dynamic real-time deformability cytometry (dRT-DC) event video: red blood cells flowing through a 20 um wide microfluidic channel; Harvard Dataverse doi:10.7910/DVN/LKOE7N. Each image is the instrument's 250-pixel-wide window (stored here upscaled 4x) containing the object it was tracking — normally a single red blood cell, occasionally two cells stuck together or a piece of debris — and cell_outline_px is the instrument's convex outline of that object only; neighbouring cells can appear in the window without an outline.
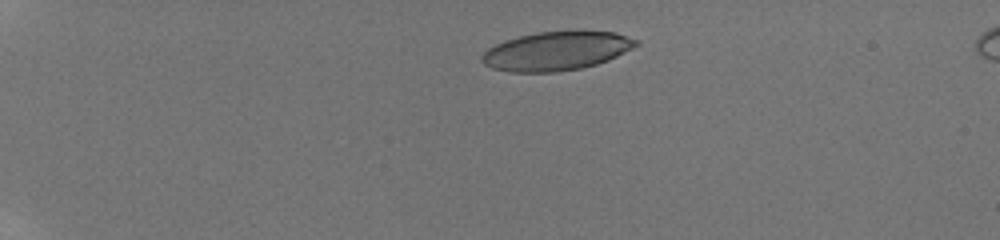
{"species": "human", "species_latin": "Homo sapiens", "temperature_condition": "room temperature", "stored_images_in_passage": 12, "camera_frame_rate_fps": 3000, "um_per_image_px": 0.085, "donor": {"sex": "male"}, "frame": {"image": 1, "passage_image": 1, "time_ms": 0.0, "image_size_px": [1000, 240], "cell_outline_px": [[640, 44], [608, 60], [596, 64], [580, 68], [556, 72], [508, 72], [492, 68], [484, 64], [480, 60], [480, 56], [488, 48], [504, 40], [536, 32], [616, 32], [640, 40]], "centroid_in_image_um": [47.27, 4.34], "position_along_channel_um": 37.7, "area_um2": 34.68}}
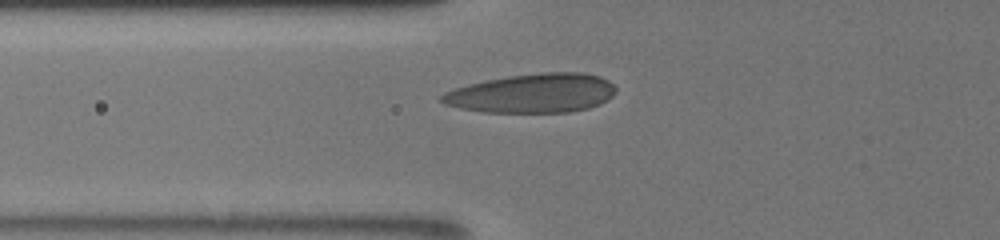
{"frame": {"image": 2, "passage_image": 9, "time_ms": 3.333, "image_size_px": [1000, 240], "cell_outline_px": [[616, 92], [612, 96], [600, 104], [588, 108], [568, 112], [480, 112], [460, 108], [444, 104], [436, 100], [436, 96], [444, 92], [468, 84], [484, 80], [508, 76], [540, 72], [580, 72], [600, 76], [608, 80], [616, 88]], "centroid_in_image_um": [45.2, 7.92], "position_along_channel_um": 80.6, "area_um2": 40.06}}
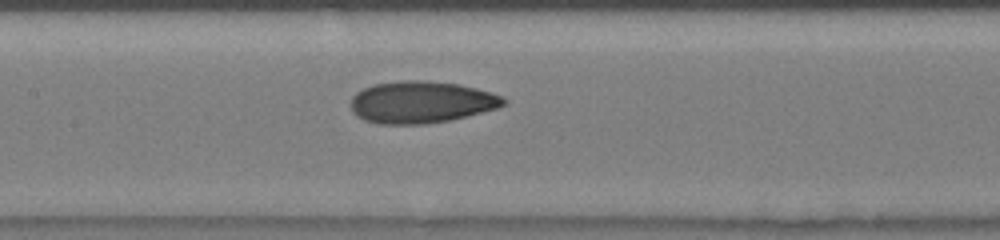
{"frame": {"image": 3, "passage_image": 12, "time_ms": 5.667, "image_size_px": [1000, 240], "cell_outline_px": [[508, 104], [500, 108], [448, 120], [424, 124], [376, 124], [364, 120], [356, 116], [352, 112], [352, 96], [356, 92], [372, 84], [400, 80], [424, 80], [460, 84], [492, 92], [508, 100]], "centroid_in_image_um": [35.82, 8.68], "position_along_channel_um": 171.6, "area_um2": 37.69}}